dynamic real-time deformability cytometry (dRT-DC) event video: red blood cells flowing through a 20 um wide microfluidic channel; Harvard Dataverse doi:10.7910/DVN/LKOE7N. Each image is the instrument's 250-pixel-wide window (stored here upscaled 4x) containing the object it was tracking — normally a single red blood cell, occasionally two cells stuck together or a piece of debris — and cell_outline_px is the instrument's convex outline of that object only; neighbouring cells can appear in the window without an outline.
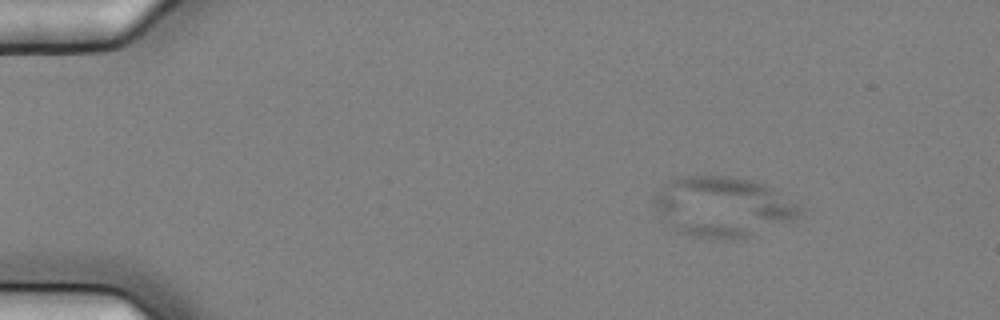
{"species": "common noctule bat (a hibernating species)", "species_latin": "Nyctalus noctula", "temperature_condition": "cold", "stored_images_in_passage": 5, "camera_frame_rate_fps": 3000, "um_per_image_px": 0.085, "animal": {"sex": "female", "body_mass_g": 25.1}, "frame": {"image": 1, "passage_image": 3, "time_ms": 0.667, "image_size_px": [1000, 320], "cell_outline_px": [[804, 216], [748, 236], [736, 240], [708, 240], [688, 236], [672, 228], [652, 204], [652, 200], [656, 192], [668, 180], [676, 176], [728, 176], [752, 180], [772, 188], [800, 208], [804, 212]], "centroid_in_image_um": [61.38, 17.59], "position_along_channel_um": 23.6, "area_um2": 51.27}}